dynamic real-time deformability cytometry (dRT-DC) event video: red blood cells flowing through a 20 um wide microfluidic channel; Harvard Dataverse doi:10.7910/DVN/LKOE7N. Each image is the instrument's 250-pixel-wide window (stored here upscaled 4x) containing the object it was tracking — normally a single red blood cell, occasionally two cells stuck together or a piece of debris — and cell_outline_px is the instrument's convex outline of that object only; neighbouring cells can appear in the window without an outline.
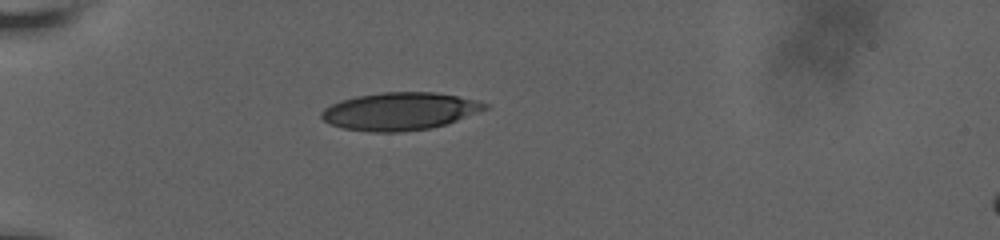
{"species": "human", "species_latin": "Homo sapiens", "temperature_condition": "room temperature", "stored_images_in_passage": 36, "camera_frame_rate_fps": 3000, "um_per_image_px": 0.085, "donor": {"sex": "male"}, "frame": {"image": 1, "passage_image": 1, "time_ms": 0.0, "image_size_px": [1000, 240], "cell_outline_px": [[488, 108], [456, 120], [444, 124], [428, 128], [396, 132], [372, 132], [344, 128], [328, 124], [320, 116], [320, 112], [324, 108], [340, 100], [356, 96], [380, 92], [436, 92], [480, 100], [488, 104]], "centroid_in_image_um": [33.95, 9.44], "position_along_channel_um": 51.0, "area_um2": 35.78}}
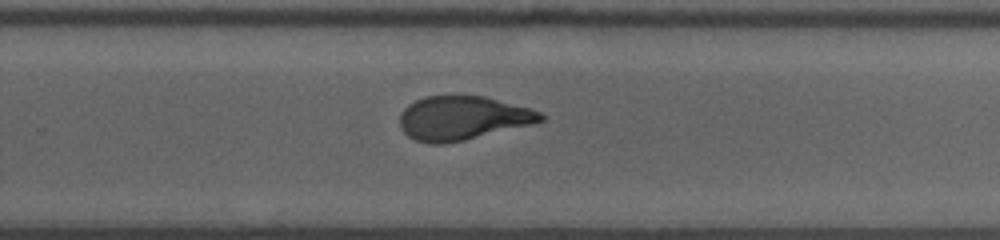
{"frame": {"image": 2, "passage_image": 18, "time_ms": 7.333, "image_size_px": [1000, 240], "cell_outline_px": [[544, 120], [532, 124], [464, 140], [444, 144], [428, 144], [416, 140], [408, 136], [400, 128], [400, 116], [404, 108], [408, 104], [416, 100], [428, 96], [484, 96], [528, 108], [540, 112], [544, 116]], "centroid_in_image_um": [39.28, 10.04], "position_along_channel_um": 290.5, "area_um2": 35.72}}
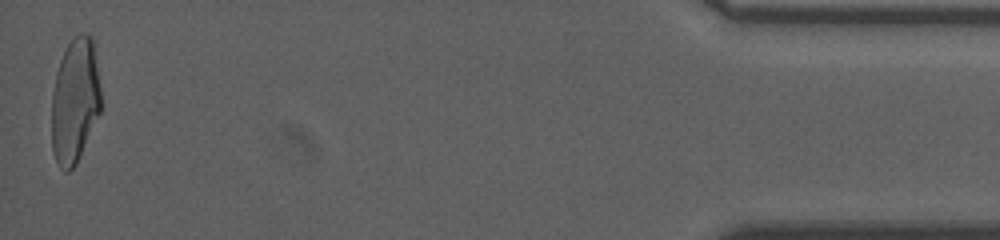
{"frame": {"image": 3, "passage_image": 36, "time_ms": 13.333, "image_size_px": [1000, 240], "cell_outline_px": [[100, 112], [80, 156], [76, 164], [68, 172], [64, 172], [60, 168], [52, 152], [52, 92], [56, 72], [60, 60], [72, 36], [80, 32], [88, 32], [92, 36], [100, 88]], "centroid_in_image_um": [6.36, 8.55], "position_along_channel_um": 428.8, "area_um2": 36.01}, "authors_computed_cell_mechanics": {"area_um2": 36.7319, "velocity_mm_per_s": 3.6489, "shape_relaxation_time_tau1_ms": 9.442, "shape_relaxation_time_tau2_ms": 1.2366, "deformation_change_tau1": 0.2835, "deformation_change_tau2": 0.077}}